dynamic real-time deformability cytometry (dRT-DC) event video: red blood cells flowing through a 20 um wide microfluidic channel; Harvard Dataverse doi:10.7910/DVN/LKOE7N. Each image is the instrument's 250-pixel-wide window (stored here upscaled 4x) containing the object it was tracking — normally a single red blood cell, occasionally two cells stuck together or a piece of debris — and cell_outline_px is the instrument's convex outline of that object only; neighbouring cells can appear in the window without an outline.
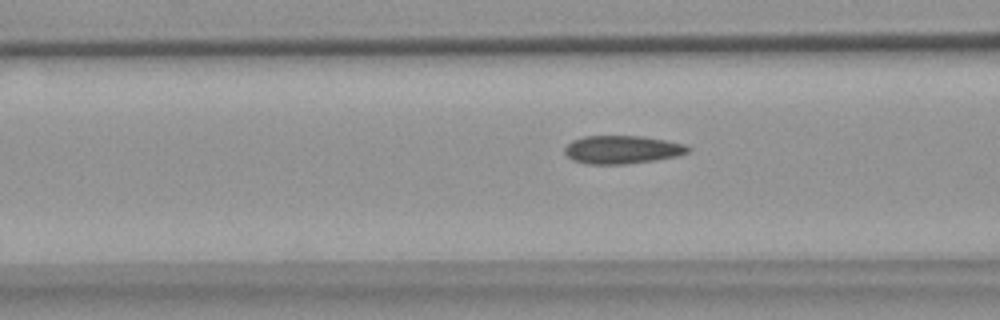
{"species": "common noctule bat (a hibernating species)", "species_latin": "Nyctalus noctula", "temperature_condition": "warm", "stored_images_in_passage": 31, "camera_frame_rate_fps": 3000, "um_per_image_px": 0.085, "animal": {"sex": "female", "body_mass_g": 18.4}, "frame": {"image": 1, "passage_image": 9, "time_ms": 2.667, "image_size_px": [1000, 320], "cell_outline_px": [[692, 148], [688, 152], [680, 156], [656, 160], [628, 164], [588, 164], [572, 160], [564, 152], [564, 148], [572, 140], [584, 136], [644, 136], [684, 144]], "centroid_in_image_um": [52.9, 12.72], "position_along_channel_um": 113.7, "area_um2": 20.4}}
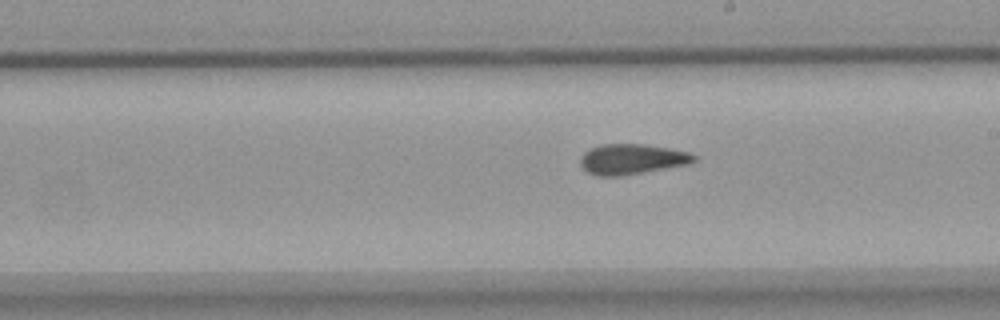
{"frame": {"image": 2, "passage_image": 19, "time_ms": 6.0, "image_size_px": [1000, 320], "cell_outline_px": [[696, 160], [688, 164], [624, 176], [596, 176], [588, 172], [580, 164], [580, 156], [584, 152], [592, 148], [604, 144], [640, 144], [668, 148], [688, 152], [696, 156]], "centroid_in_image_um": [53.69, 13.54], "position_along_channel_um": 235.3, "area_um2": 20.0}}
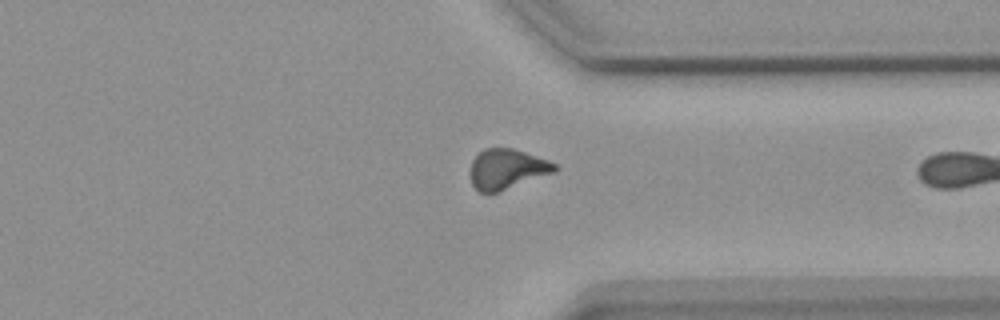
{"frame": {"image": 3, "passage_image": 30, "time_ms": 9.667, "image_size_px": [1000, 320], "cell_outline_px": [[560, 168], [556, 172], [496, 192], [480, 192], [472, 184], [472, 160], [484, 148], [512, 148], [548, 160], [556, 164]], "centroid_in_image_um": [43.13, 14.36], "position_along_channel_um": 368.3, "area_um2": 19.36}}